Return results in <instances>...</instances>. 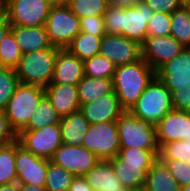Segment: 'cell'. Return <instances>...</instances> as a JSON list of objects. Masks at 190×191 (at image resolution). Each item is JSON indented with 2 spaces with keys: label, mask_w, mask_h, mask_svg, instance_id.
I'll list each match as a JSON object with an SVG mask.
<instances>
[{
  "label": "cell",
  "mask_w": 190,
  "mask_h": 191,
  "mask_svg": "<svg viewBox=\"0 0 190 191\" xmlns=\"http://www.w3.org/2000/svg\"><path fill=\"white\" fill-rule=\"evenodd\" d=\"M152 15L144 1L128 8L109 6L104 14L106 34L123 35L142 44L148 36L147 25Z\"/></svg>",
  "instance_id": "obj_1"
},
{
  "label": "cell",
  "mask_w": 190,
  "mask_h": 191,
  "mask_svg": "<svg viewBox=\"0 0 190 191\" xmlns=\"http://www.w3.org/2000/svg\"><path fill=\"white\" fill-rule=\"evenodd\" d=\"M158 154L159 150L120 148L118 155L109 161L125 188L143 190L147 172L158 160Z\"/></svg>",
  "instance_id": "obj_2"
},
{
  "label": "cell",
  "mask_w": 190,
  "mask_h": 191,
  "mask_svg": "<svg viewBox=\"0 0 190 191\" xmlns=\"http://www.w3.org/2000/svg\"><path fill=\"white\" fill-rule=\"evenodd\" d=\"M155 76L156 72L143 58L132 64L116 66L112 78L113 91L125 111L131 109Z\"/></svg>",
  "instance_id": "obj_3"
},
{
  "label": "cell",
  "mask_w": 190,
  "mask_h": 191,
  "mask_svg": "<svg viewBox=\"0 0 190 191\" xmlns=\"http://www.w3.org/2000/svg\"><path fill=\"white\" fill-rule=\"evenodd\" d=\"M59 47L24 53L15 68L20 83L46 87L52 82Z\"/></svg>",
  "instance_id": "obj_4"
},
{
  "label": "cell",
  "mask_w": 190,
  "mask_h": 191,
  "mask_svg": "<svg viewBox=\"0 0 190 191\" xmlns=\"http://www.w3.org/2000/svg\"><path fill=\"white\" fill-rule=\"evenodd\" d=\"M171 110H174L172 93L155 76L129 112L155 126Z\"/></svg>",
  "instance_id": "obj_5"
},
{
  "label": "cell",
  "mask_w": 190,
  "mask_h": 191,
  "mask_svg": "<svg viewBox=\"0 0 190 191\" xmlns=\"http://www.w3.org/2000/svg\"><path fill=\"white\" fill-rule=\"evenodd\" d=\"M45 96V87L20 83L9 99L4 112L10 127L18 134L29 122Z\"/></svg>",
  "instance_id": "obj_6"
},
{
  "label": "cell",
  "mask_w": 190,
  "mask_h": 191,
  "mask_svg": "<svg viewBox=\"0 0 190 191\" xmlns=\"http://www.w3.org/2000/svg\"><path fill=\"white\" fill-rule=\"evenodd\" d=\"M120 148L159 150L155 126L125 111L117 120Z\"/></svg>",
  "instance_id": "obj_7"
},
{
  "label": "cell",
  "mask_w": 190,
  "mask_h": 191,
  "mask_svg": "<svg viewBox=\"0 0 190 191\" xmlns=\"http://www.w3.org/2000/svg\"><path fill=\"white\" fill-rule=\"evenodd\" d=\"M79 21L66 4L52 5L44 25L52 46L66 48L81 32Z\"/></svg>",
  "instance_id": "obj_8"
},
{
  "label": "cell",
  "mask_w": 190,
  "mask_h": 191,
  "mask_svg": "<svg viewBox=\"0 0 190 191\" xmlns=\"http://www.w3.org/2000/svg\"><path fill=\"white\" fill-rule=\"evenodd\" d=\"M82 146L93 152L99 160H111L116 157L120 150L117 121L90 124Z\"/></svg>",
  "instance_id": "obj_9"
},
{
  "label": "cell",
  "mask_w": 190,
  "mask_h": 191,
  "mask_svg": "<svg viewBox=\"0 0 190 191\" xmlns=\"http://www.w3.org/2000/svg\"><path fill=\"white\" fill-rule=\"evenodd\" d=\"M17 141L35 156L49 160L63 144L59 124L47 125L36 130H21L17 134Z\"/></svg>",
  "instance_id": "obj_10"
},
{
  "label": "cell",
  "mask_w": 190,
  "mask_h": 191,
  "mask_svg": "<svg viewBox=\"0 0 190 191\" xmlns=\"http://www.w3.org/2000/svg\"><path fill=\"white\" fill-rule=\"evenodd\" d=\"M52 5L50 0H12L4 6V15L10 25L44 26Z\"/></svg>",
  "instance_id": "obj_11"
},
{
  "label": "cell",
  "mask_w": 190,
  "mask_h": 191,
  "mask_svg": "<svg viewBox=\"0 0 190 191\" xmlns=\"http://www.w3.org/2000/svg\"><path fill=\"white\" fill-rule=\"evenodd\" d=\"M49 159L35 156L15 141V166L18 184L44 186Z\"/></svg>",
  "instance_id": "obj_12"
},
{
  "label": "cell",
  "mask_w": 190,
  "mask_h": 191,
  "mask_svg": "<svg viewBox=\"0 0 190 191\" xmlns=\"http://www.w3.org/2000/svg\"><path fill=\"white\" fill-rule=\"evenodd\" d=\"M100 55L116 66L132 64L142 59L141 44L123 35L105 34L101 40Z\"/></svg>",
  "instance_id": "obj_13"
},
{
  "label": "cell",
  "mask_w": 190,
  "mask_h": 191,
  "mask_svg": "<svg viewBox=\"0 0 190 191\" xmlns=\"http://www.w3.org/2000/svg\"><path fill=\"white\" fill-rule=\"evenodd\" d=\"M50 161L71 172L74 176H84L99 162V159L82 145L62 144Z\"/></svg>",
  "instance_id": "obj_14"
},
{
  "label": "cell",
  "mask_w": 190,
  "mask_h": 191,
  "mask_svg": "<svg viewBox=\"0 0 190 191\" xmlns=\"http://www.w3.org/2000/svg\"><path fill=\"white\" fill-rule=\"evenodd\" d=\"M183 49L184 46L171 35L147 36L141 44L142 58L155 72Z\"/></svg>",
  "instance_id": "obj_15"
},
{
  "label": "cell",
  "mask_w": 190,
  "mask_h": 191,
  "mask_svg": "<svg viewBox=\"0 0 190 191\" xmlns=\"http://www.w3.org/2000/svg\"><path fill=\"white\" fill-rule=\"evenodd\" d=\"M156 76L172 93L177 87H190V47L163 64Z\"/></svg>",
  "instance_id": "obj_16"
},
{
  "label": "cell",
  "mask_w": 190,
  "mask_h": 191,
  "mask_svg": "<svg viewBox=\"0 0 190 191\" xmlns=\"http://www.w3.org/2000/svg\"><path fill=\"white\" fill-rule=\"evenodd\" d=\"M159 148L167 142L186 140L190 136V112L171 110L156 125Z\"/></svg>",
  "instance_id": "obj_17"
},
{
  "label": "cell",
  "mask_w": 190,
  "mask_h": 191,
  "mask_svg": "<svg viewBox=\"0 0 190 191\" xmlns=\"http://www.w3.org/2000/svg\"><path fill=\"white\" fill-rule=\"evenodd\" d=\"M80 110L90 124L117 121L125 112L114 91L81 105Z\"/></svg>",
  "instance_id": "obj_18"
},
{
  "label": "cell",
  "mask_w": 190,
  "mask_h": 191,
  "mask_svg": "<svg viewBox=\"0 0 190 191\" xmlns=\"http://www.w3.org/2000/svg\"><path fill=\"white\" fill-rule=\"evenodd\" d=\"M84 76V61L67 48H59L51 83L77 85Z\"/></svg>",
  "instance_id": "obj_19"
},
{
  "label": "cell",
  "mask_w": 190,
  "mask_h": 191,
  "mask_svg": "<svg viewBox=\"0 0 190 191\" xmlns=\"http://www.w3.org/2000/svg\"><path fill=\"white\" fill-rule=\"evenodd\" d=\"M45 96L61 117L81 108L77 85L50 83L45 87Z\"/></svg>",
  "instance_id": "obj_20"
},
{
  "label": "cell",
  "mask_w": 190,
  "mask_h": 191,
  "mask_svg": "<svg viewBox=\"0 0 190 191\" xmlns=\"http://www.w3.org/2000/svg\"><path fill=\"white\" fill-rule=\"evenodd\" d=\"M93 191H125L109 160H99L84 176Z\"/></svg>",
  "instance_id": "obj_21"
},
{
  "label": "cell",
  "mask_w": 190,
  "mask_h": 191,
  "mask_svg": "<svg viewBox=\"0 0 190 191\" xmlns=\"http://www.w3.org/2000/svg\"><path fill=\"white\" fill-rule=\"evenodd\" d=\"M10 30L22 54L52 47L45 26L11 25Z\"/></svg>",
  "instance_id": "obj_22"
},
{
  "label": "cell",
  "mask_w": 190,
  "mask_h": 191,
  "mask_svg": "<svg viewBox=\"0 0 190 191\" xmlns=\"http://www.w3.org/2000/svg\"><path fill=\"white\" fill-rule=\"evenodd\" d=\"M63 144L81 146L90 123L81 110L63 116L59 122Z\"/></svg>",
  "instance_id": "obj_23"
},
{
  "label": "cell",
  "mask_w": 190,
  "mask_h": 191,
  "mask_svg": "<svg viewBox=\"0 0 190 191\" xmlns=\"http://www.w3.org/2000/svg\"><path fill=\"white\" fill-rule=\"evenodd\" d=\"M143 191H180V185L158 159L147 172Z\"/></svg>",
  "instance_id": "obj_24"
},
{
  "label": "cell",
  "mask_w": 190,
  "mask_h": 191,
  "mask_svg": "<svg viewBox=\"0 0 190 191\" xmlns=\"http://www.w3.org/2000/svg\"><path fill=\"white\" fill-rule=\"evenodd\" d=\"M77 87L80 105L93 102L95 99L113 92L112 79L105 78L84 76Z\"/></svg>",
  "instance_id": "obj_25"
},
{
  "label": "cell",
  "mask_w": 190,
  "mask_h": 191,
  "mask_svg": "<svg viewBox=\"0 0 190 191\" xmlns=\"http://www.w3.org/2000/svg\"><path fill=\"white\" fill-rule=\"evenodd\" d=\"M102 38L80 32L66 48L80 60L85 61L100 54Z\"/></svg>",
  "instance_id": "obj_26"
},
{
  "label": "cell",
  "mask_w": 190,
  "mask_h": 191,
  "mask_svg": "<svg viewBox=\"0 0 190 191\" xmlns=\"http://www.w3.org/2000/svg\"><path fill=\"white\" fill-rule=\"evenodd\" d=\"M171 36L184 47H190V4L171 13Z\"/></svg>",
  "instance_id": "obj_27"
},
{
  "label": "cell",
  "mask_w": 190,
  "mask_h": 191,
  "mask_svg": "<svg viewBox=\"0 0 190 191\" xmlns=\"http://www.w3.org/2000/svg\"><path fill=\"white\" fill-rule=\"evenodd\" d=\"M60 119L61 116L44 96L34 110L28 124L22 130H36L47 125L59 124Z\"/></svg>",
  "instance_id": "obj_28"
},
{
  "label": "cell",
  "mask_w": 190,
  "mask_h": 191,
  "mask_svg": "<svg viewBox=\"0 0 190 191\" xmlns=\"http://www.w3.org/2000/svg\"><path fill=\"white\" fill-rule=\"evenodd\" d=\"M75 176L59 165L49 161L46 173V191H68Z\"/></svg>",
  "instance_id": "obj_29"
},
{
  "label": "cell",
  "mask_w": 190,
  "mask_h": 191,
  "mask_svg": "<svg viewBox=\"0 0 190 191\" xmlns=\"http://www.w3.org/2000/svg\"><path fill=\"white\" fill-rule=\"evenodd\" d=\"M22 52L16 43L13 32L9 30L0 42V65L15 69L21 59Z\"/></svg>",
  "instance_id": "obj_30"
},
{
  "label": "cell",
  "mask_w": 190,
  "mask_h": 191,
  "mask_svg": "<svg viewBox=\"0 0 190 191\" xmlns=\"http://www.w3.org/2000/svg\"><path fill=\"white\" fill-rule=\"evenodd\" d=\"M66 5L79 19L104 16L109 7L108 0H68Z\"/></svg>",
  "instance_id": "obj_31"
},
{
  "label": "cell",
  "mask_w": 190,
  "mask_h": 191,
  "mask_svg": "<svg viewBox=\"0 0 190 191\" xmlns=\"http://www.w3.org/2000/svg\"><path fill=\"white\" fill-rule=\"evenodd\" d=\"M17 181L15 142L0 147V185Z\"/></svg>",
  "instance_id": "obj_32"
},
{
  "label": "cell",
  "mask_w": 190,
  "mask_h": 191,
  "mask_svg": "<svg viewBox=\"0 0 190 191\" xmlns=\"http://www.w3.org/2000/svg\"><path fill=\"white\" fill-rule=\"evenodd\" d=\"M115 69L116 65L100 54L84 61L85 76L112 79Z\"/></svg>",
  "instance_id": "obj_33"
},
{
  "label": "cell",
  "mask_w": 190,
  "mask_h": 191,
  "mask_svg": "<svg viewBox=\"0 0 190 191\" xmlns=\"http://www.w3.org/2000/svg\"><path fill=\"white\" fill-rule=\"evenodd\" d=\"M158 159H172L190 163V136L186 137V140L164 143L159 148Z\"/></svg>",
  "instance_id": "obj_34"
},
{
  "label": "cell",
  "mask_w": 190,
  "mask_h": 191,
  "mask_svg": "<svg viewBox=\"0 0 190 191\" xmlns=\"http://www.w3.org/2000/svg\"><path fill=\"white\" fill-rule=\"evenodd\" d=\"M20 84L15 69L0 68V109L4 110L9 99Z\"/></svg>",
  "instance_id": "obj_35"
},
{
  "label": "cell",
  "mask_w": 190,
  "mask_h": 191,
  "mask_svg": "<svg viewBox=\"0 0 190 191\" xmlns=\"http://www.w3.org/2000/svg\"><path fill=\"white\" fill-rule=\"evenodd\" d=\"M148 36H169L171 34V14L153 12L148 25Z\"/></svg>",
  "instance_id": "obj_36"
},
{
  "label": "cell",
  "mask_w": 190,
  "mask_h": 191,
  "mask_svg": "<svg viewBox=\"0 0 190 191\" xmlns=\"http://www.w3.org/2000/svg\"><path fill=\"white\" fill-rule=\"evenodd\" d=\"M162 161L180 187L190 184V163L180 160L159 159Z\"/></svg>",
  "instance_id": "obj_37"
},
{
  "label": "cell",
  "mask_w": 190,
  "mask_h": 191,
  "mask_svg": "<svg viewBox=\"0 0 190 191\" xmlns=\"http://www.w3.org/2000/svg\"><path fill=\"white\" fill-rule=\"evenodd\" d=\"M81 32L103 37L106 34L104 16H88L79 21Z\"/></svg>",
  "instance_id": "obj_38"
},
{
  "label": "cell",
  "mask_w": 190,
  "mask_h": 191,
  "mask_svg": "<svg viewBox=\"0 0 190 191\" xmlns=\"http://www.w3.org/2000/svg\"><path fill=\"white\" fill-rule=\"evenodd\" d=\"M174 110L190 112V87H177L172 92Z\"/></svg>",
  "instance_id": "obj_39"
},
{
  "label": "cell",
  "mask_w": 190,
  "mask_h": 191,
  "mask_svg": "<svg viewBox=\"0 0 190 191\" xmlns=\"http://www.w3.org/2000/svg\"><path fill=\"white\" fill-rule=\"evenodd\" d=\"M153 12L171 14L181 8L185 3L182 0H143Z\"/></svg>",
  "instance_id": "obj_40"
},
{
  "label": "cell",
  "mask_w": 190,
  "mask_h": 191,
  "mask_svg": "<svg viewBox=\"0 0 190 191\" xmlns=\"http://www.w3.org/2000/svg\"><path fill=\"white\" fill-rule=\"evenodd\" d=\"M17 140V134L10 127L4 110L0 109V147L11 144Z\"/></svg>",
  "instance_id": "obj_41"
},
{
  "label": "cell",
  "mask_w": 190,
  "mask_h": 191,
  "mask_svg": "<svg viewBox=\"0 0 190 191\" xmlns=\"http://www.w3.org/2000/svg\"><path fill=\"white\" fill-rule=\"evenodd\" d=\"M68 191H93L83 176H75Z\"/></svg>",
  "instance_id": "obj_42"
},
{
  "label": "cell",
  "mask_w": 190,
  "mask_h": 191,
  "mask_svg": "<svg viewBox=\"0 0 190 191\" xmlns=\"http://www.w3.org/2000/svg\"><path fill=\"white\" fill-rule=\"evenodd\" d=\"M143 0H108L109 6L121 7V8H128L134 7Z\"/></svg>",
  "instance_id": "obj_43"
},
{
  "label": "cell",
  "mask_w": 190,
  "mask_h": 191,
  "mask_svg": "<svg viewBox=\"0 0 190 191\" xmlns=\"http://www.w3.org/2000/svg\"><path fill=\"white\" fill-rule=\"evenodd\" d=\"M11 25L7 20L6 16L3 15L0 18V42L4 38L5 34L10 30Z\"/></svg>",
  "instance_id": "obj_44"
},
{
  "label": "cell",
  "mask_w": 190,
  "mask_h": 191,
  "mask_svg": "<svg viewBox=\"0 0 190 191\" xmlns=\"http://www.w3.org/2000/svg\"><path fill=\"white\" fill-rule=\"evenodd\" d=\"M18 191H46L44 186H38L35 184H18Z\"/></svg>",
  "instance_id": "obj_45"
},
{
  "label": "cell",
  "mask_w": 190,
  "mask_h": 191,
  "mask_svg": "<svg viewBox=\"0 0 190 191\" xmlns=\"http://www.w3.org/2000/svg\"><path fill=\"white\" fill-rule=\"evenodd\" d=\"M0 191H18V183L13 182L5 185H0Z\"/></svg>",
  "instance_id": "obj_46"
},
{
  "label": "cell",
  "mask_w": 190,
  "mask_h": 191,
  "mask_svg": "<svg viewBox=\"0 0 190 191\" xmlns=\"http://www.w3.org/2000/svg\"><path fill=\"white\" fill-rule=\"evenodd\" d=\"M53 5L67 4L68 0H50Z\"/></svg>",
  "instance_id": "obj_47"
},
{
  "label": "cell",
  "mask_w": 190,
  "mask_h": 191,
  "mask_svg": "<svg viewBox=\"0 0 190 191\" xmlns=\"http://www.w3.org/2000/svg\"><path fill=\"white\" fill-rule=\"evenodd\" d=\"M180 191H190V184L183 186V187H180Z\"/></svg>",
  "instance_id": "obj_48"
},
{
  "label": "cell",
  "mask_w": 190,
  "mask_h": 191,
  "mask_svg": "<svg viewBox=\"0 0 190 191\" xmlns=\"http://www.w3.org/2000/svg\"><path fill=\"white\" fill-rule=\"evenodd\" d=\"M4 15V6L0 2V18Z\"/></svg>",
  "instance_id": "obj_49"
},
{
  "label": "cell",
  "mask_w": 190,
  "mask_h": 191,
  "mask_svg": "<svg viewBox=\"0 0 190 191\" xmlns=\"http://www.w3.org/2000/svg\"><path fill=\"white\" fill-rule=\"evenodd\" d=\"M10 1H12V0H0V2L2 3L3 6H5Z\"/></svg>",
  "instance_id": "obj_50"
},
{
  "label": "cell",
  "mask_w": 190,
  "mask_h": 191,
  "mask_svg": "<svg viewBox=\"0 0 190 191\" xmlns=\"http://www.w3.org/2000/svg\"><path fill=\"white\" fill-rule=\"evenodd\" d=\"M185 4H190V0H182Z\"/></svg>",
  "instance_id": "obj_51"
},
{
  "label": "cell",
  "mask_w": 190,
  "mask_h": 191,
  "mask_svg": "<svg viewBox=\"0 0 190 191\" xmlns=\"http://www.w3.org/2000/svg\"><path fill=\"white\" fill-rule=\"evenodd\" d=\"M125 191H143V190L126 189Z\"/></svg>",
  "instance_id": "obj_52"
}]
</instances>
